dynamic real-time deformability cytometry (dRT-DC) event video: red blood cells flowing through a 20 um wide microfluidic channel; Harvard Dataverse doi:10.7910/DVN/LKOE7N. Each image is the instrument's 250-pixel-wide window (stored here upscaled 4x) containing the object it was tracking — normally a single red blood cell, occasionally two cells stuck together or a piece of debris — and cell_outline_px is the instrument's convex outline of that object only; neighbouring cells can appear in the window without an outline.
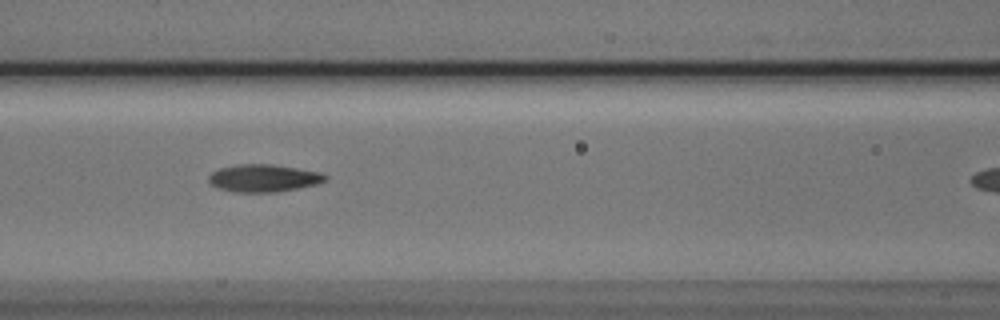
{"species": "Egyptian fruit bat (a non-hibernating species)", "species_latin": "Rousettus aegyptiacus", "temperature_condition": "cold", "stored_images_in_passage": 5, "camera_frame_rate_fps": 3000, "um_per_image_px": 0.085, "animal": {"sex": "male"}, "frame": {"image": 1, "passage_image": 4, "time_ms": 1.0, "image_size_px": [1000, 320], "cell_outline_px": [[328, 180], [316, 184], [276, 192], [236, 192], [220, 188], [212, 184], [208, 180], [208, 176], [212, 172], [220, 168], [236, 164], [272, 164], [320, 172], [328, 176]], "centroid_in_image_um": [22.41, 15.13], "position_along_channel_um": 144.2, "area_um2": 18.55}}